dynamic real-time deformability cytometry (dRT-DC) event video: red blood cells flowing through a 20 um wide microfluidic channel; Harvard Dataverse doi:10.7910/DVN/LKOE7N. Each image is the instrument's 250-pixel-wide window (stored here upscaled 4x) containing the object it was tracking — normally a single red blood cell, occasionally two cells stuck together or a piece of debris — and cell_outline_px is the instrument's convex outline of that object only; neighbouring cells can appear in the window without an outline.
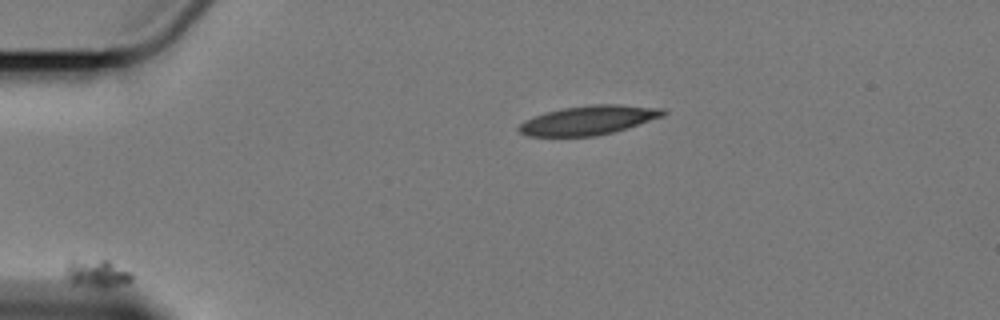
{"species": "Egyptian fruit bat (a non-hibernating species)", "species_latin": "Rousettus aegyptiacus", "temperature_condition": "cold", "stored_images_in_passage": 7, "segment_of_instrument_passage": [2, 2], "camera_frame_rate_fps": 3000, "um_per_image_px": 0.085, "animal": {"sex": "female"}, "frame": {"image": 1, "passage_image": 4, "time_ms": 3.667, "image_size_px": [1000, 320], "cell_outline_px": [[132, 280], [128, 284], [108, 288], [96, 288], [72, 284], [68, 280], [64, 268], [68, 260], [108, 260], [128, 272], [132, 276]], "centroid_in_image_um": [8.19, 23.28], "position_along_channel_um": 76.8, "area_um2": 10.98}}